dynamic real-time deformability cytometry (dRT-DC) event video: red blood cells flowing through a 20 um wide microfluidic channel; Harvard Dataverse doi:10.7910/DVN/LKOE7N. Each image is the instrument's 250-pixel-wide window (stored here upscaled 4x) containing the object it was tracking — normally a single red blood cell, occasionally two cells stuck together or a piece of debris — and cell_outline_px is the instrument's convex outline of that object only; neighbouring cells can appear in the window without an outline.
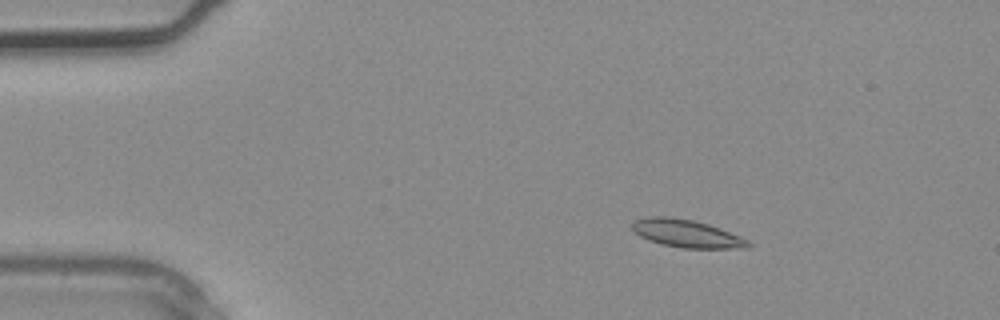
{"species": "common noctule bat (a hibernating species)", "species_latin": "Nyctalus noctula", "temperature_condition": "warm", "stored_images_in_passage": 3, "camera_frame_rate_fps": 3000, "um_per_image_px": 0.085, "animal": {"sex": "male", "body_mass_g": 20.4}, "frame": {"image": 1, "passage_image": 2, "time_ms": 0.333, "image_size_px": [1000, 320], "cell_outline_px": [[752, 248], [684, 248], [660, 244], [648, 240], [640, 236], [632, 228], [632, 224], [636, 220], [652, 216], [668, 216], [692, 220], [708, 224], [720, 228], [740, 236], [748, 240], [752, 244]], "centroid_in_image_um": [58.4, 19.86], "position_along_channel_um": 26.6, "area_um2": 18.73}}